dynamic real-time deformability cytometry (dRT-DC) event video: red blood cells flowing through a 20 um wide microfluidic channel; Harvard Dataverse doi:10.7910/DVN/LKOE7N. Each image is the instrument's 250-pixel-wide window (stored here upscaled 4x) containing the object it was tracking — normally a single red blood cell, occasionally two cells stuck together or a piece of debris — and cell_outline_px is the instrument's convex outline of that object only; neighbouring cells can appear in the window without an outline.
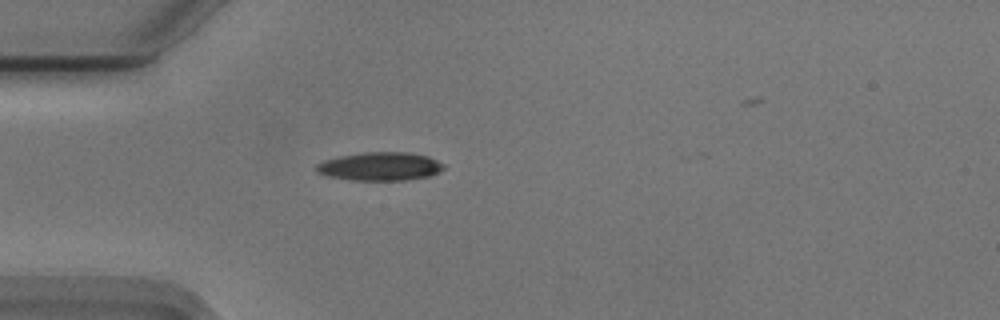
{"species": "Egyptian fruit bat (a non-hibernating species)", "species_latin": "Rousettus aegyptiacus", "temperature_condition": "cold", "stored_images_in_passage": 35, "camera_frame_rate_fps": 3000, "um_per_image_px": 0.085, "animal": {"sex": "male"}, "frame": {"image": 1, "passage_image": 1, "time_ms": 0.0, "image_size_px": [1000, 320], "cell_outline_px": [[444, 168], [440, 172], [428, 176], [408, 180], [348, 180], [328, 176], [316, 172], [316, 164], [324, 160], [340, 156], [364, 152], [408, 152], [428, 156], [444, 164]], "centroid_in_image_um": [32.3, 14.14], "position_along_channel_um": 52.7, "area_um2": 21.15}}
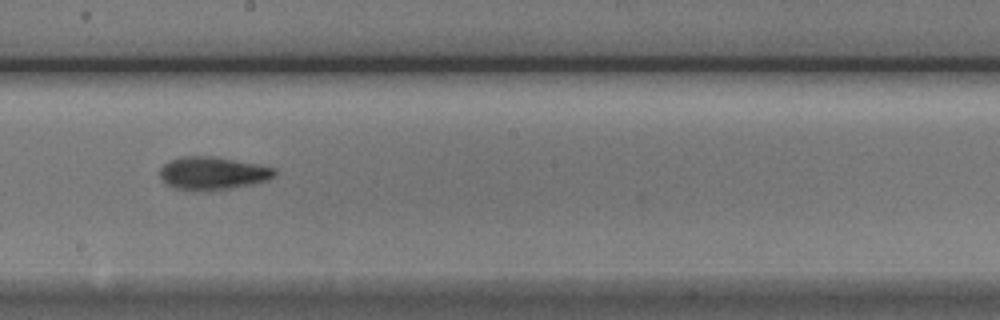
{"frame": {"image": 2, "passage_image": 16, "time_ms": 5.0, "image_size_px": [1000, 320], "cell_outline_px": [[276, 176], [268, 180], [256, 184], [208, 192], [192, 192], [172, 188], [160, 176], [160, 168], [164, 164], [180, 156], [212, 156], [256, 164], [276, 168]], "centroid_in_image_um": [18.09, 14.76], "position_along_channel_um": 230.1, "area_um2": 22.48}}
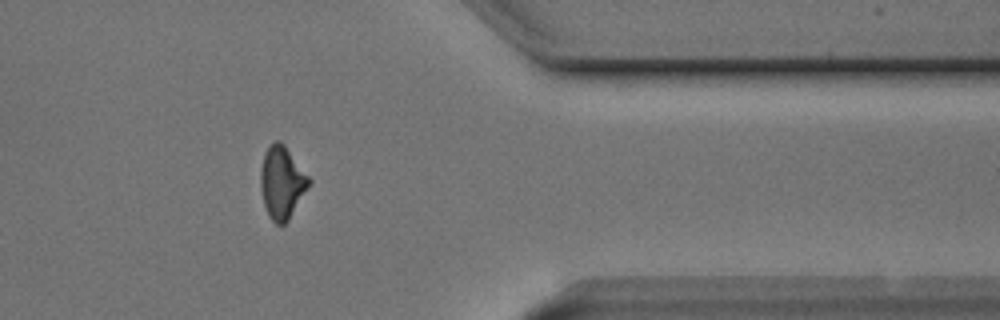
{"frame": {"image": 3, "passage_image": 30, "time_ms": 9.667, "image_size_px": [1000, 320], "cell_outline_px": [[312, 180], [288, 220], [284, 224], [276, 224], [268, 216], [264, 204], [260, 188], [260, 168], [264, 152], [276, 140], [280, 140], [284, 144]], "centroid_in_image_um": [23.94, 15.5], "position_along_channel_um": 387.5, "area_um2": 20.29}}